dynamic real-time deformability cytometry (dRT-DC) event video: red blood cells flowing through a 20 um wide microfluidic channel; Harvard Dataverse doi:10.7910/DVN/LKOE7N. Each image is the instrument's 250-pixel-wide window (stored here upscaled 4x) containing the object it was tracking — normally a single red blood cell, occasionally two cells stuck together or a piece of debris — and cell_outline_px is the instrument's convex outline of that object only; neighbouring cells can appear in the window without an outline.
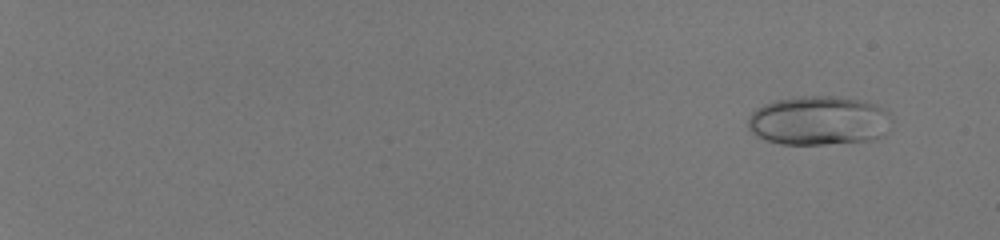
{"species": "human", "species_latin": "Homo sapiens", "temperature_condition": "room temperature", "stored_images_in_passage": 55, "camera_frame_rate_fps": 3000, "um_per_image_px": 0.085, "donor": {"sex": "male"}, "frame": {"image": 1, "passage_image": 5, "time_ms": 1.333, "image_size_px": [1000, 240], "cell_outline_px": [[888, 112], [884, 136], [872, 140], [824, 144], [780, 144], [768, 140], [752, 132], [748, 128], [748, 116], [756, 108], [764, 104], [776, 100], [796, 96], [832, 96], [856, 100], [876, 104], [884, 108]], "centroid_in_image_um": [69.54, 10.25], "position_along_channel_um": 15.5, "area_um2": 40.75}}
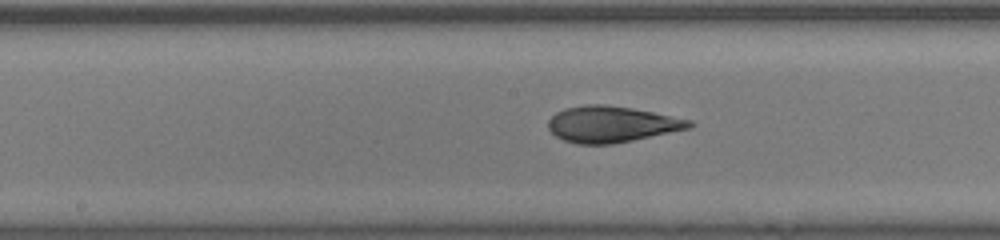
{"frame": {"image": 2, "passage_image": 35, "time_ms": 11.333, "image_size_px": [1000, 240], "cell_outline_px": [[696, 124], [692, 128], [612, 144], [576, 144], [564, 140], [556, 136], [548, 128], [548, 120], [556, 112], [564, 108], [584, 104], [604, 104], [632, 108], [692, 120]], "centroid_in_image_um": [51.99, 10.55], "position_along_channel_um": 196.2, "area_um2": 29.82}}
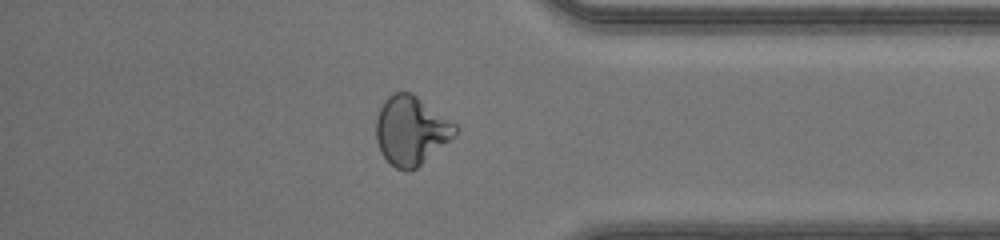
{"frame": {"image": 3, "passage_image": 50, "time_ms": 16.333, "image_size_px": [1000, 240], "cell_outline_px": [[460, 128], [448, 140], [416, 168], [408, 172], [396, 168], [380, 152], [376, 140], [376, 116], [384, 100], [388, 96], [396, 92], [412, 92], [456, 124]], "centroid_in_image_um": [34.9, 11.07], "position_along_channel_um": 400.3, "area_um2": 31.39}, "authors_computed_cell_mechanics": {"area_um2": 31.4432, "velocity_mm_per_s": 4.1978, "shape_relaxation_time_tau1_ms": null, "shape_relaxation_time_tau2_ms": 0.9639, "deformation_change_tau1": null, "deformation_change_tau2": 0.0638}}